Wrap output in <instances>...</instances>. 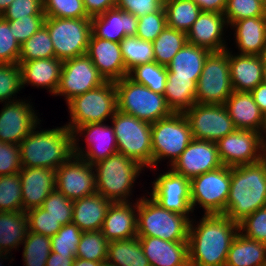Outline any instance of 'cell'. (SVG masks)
Segmentation results:
<instances>
[{"instance_id": "obj_1", "label": "cell", "mask_w": 266, "mask_h": 266, "mask_svg": "<svg viewBox=\"0 0 266 266\" xmlns=\"http://www.w3.org/2000/svg\"><path fill=\"white\" fill-rule=\"evenodd\" d=\"M191 219L188 235L190 266H225L239 224L224 214H203ZM195 219V220H194Z\"/></svg>"}, {"instance_id": "obj_2", "label": "cell", "mask_w": 266, "mask_h": 266, "mask_svg": "<svg viewBox=\"0 0 266 266\" xmlns=\"http://www.w3.org/2000/svg\"><path fill=\"white\" fill-rule=\"evenodd\" d=\"M265 206L266 156L252 164L231 167L230 191L224 215L239 224Z\"/></svg>"}, {"instance_id": "obj_3", "label": "cell", "mask_w": 266, "mask_h": 266, "mask_svg": "<svg viewBox=\"0 0 266 266\" xmlns=\"http://www.w3.org/2000/svg\"><path fill=\"white\" fill-rule=\"evenodd\" d=\"M40 124L19 144L21 165L57 170L73 155V132L65 124L45 130Z\"/></svg>"}, {"instance_id": "obj_4", "label": "cell", "mask_w": 266, "mask_h": 266, "mask_svg": "<svg viewBox=\"0 0 266 266\" xmlns=\"http://www.w3.org/2000/svg\"><path fill=\"white\" fill-rule=\"evenodd\" d=\"M97 193L112 202H130L144 167L120 152L93 165Z\"/></svg>"}, {"instance_id": "obj_5", "label": "cell", "mask_w": 266, "mask_h": 266, "mask_svg": "<svg viewBox=\"0 0 266 266\" xmlns=\"http://www.w3.org/2000/svg\"><path fill=\"white\" fill-rule=\"evenodd\" d=\"M191 219L192 216L162 208L145 194L137 200V236L188 241Z\"/></svg>"}, {"instance_id": "obj_6", "label": "cell", "mask_w": 266, "mask_h": 266, "mask_svg": "<svg viewBox=\"0 0 266 266\" xmlns=\"http://www.w3.org/2000/svg\"><path fill=\"white\" fill-rule=\"evenodd\" d=\"M117 109L139 120L155 123L173 114L163 94L134 82L128 76L115 81Z\"/></svg>"}, {"instance_id": "obj_7", "label": "cell", "mask_w": 266, "mask_h": 266, "mask_svg": "<svg viewBox=\"0 0 266 266\" xmlns=\"http://www.w3.org/2000/svg\"><path fill=\"white\" fill-rule=\"evenodd\" d=\"M66 104L70 119L65 125L72 132L81 125L106 123L111 120L117 110L115 82L106 81L99 87L73 97Z\"/></svg>"}, {"instance_id": "obj_8", "label": "cell", "mask_w": 266, "mask_h": 266, "mask_svg": "<svg viewBox=\"0 0 266 266\" xmlns=\"http://www.w3.org/2000/svg\"><path fill=\"white\" fill-rule=\"evenodd\" d=\"M151 134L153 168L150 171H155L165 159L169 160L167 167H171L193 140L191 127L184 113H173L152 123Z\"/></svg>"}, {"instance_id": "obj_9", "label": "cell", "mask_w": 266, "mask_h": 266, "mask_svg": "<svg viewBox=\"0 0 266 266\" xmlns=\"http://www.w3.org/2000/svg\"><path fill=\"white\" fill-rule=\"evenodd\" d=\"M117 150L142 167L153 168L151 124L118 109L110 120Z\"/></svg>"}, {"instance_id": "obj_10", "label": "cell", "mask_w": 266, "mask_h": 266, "mask_svg": "<svg viewBox=\"0 0 266 266\" xmlns=\"http://www.w3.org/2000/svg\"><path fill=\"white\" fill-rule=\"evenodd\" d=\"M47 27L55 58L66 61L86 54L91 35V18H54L46 17Z\"/></svg>"}, {"instance_id": "obj_11", "label": "cell", "mask_w": 266, "mask_h": 266, "mask_svg": "<svg viewBox=\"0 0 266 266\" xmlns=\"http://www.w3.org/2000/svg\"><path fill=\"white\" fill-rule=\"evenodd\" d=\"M231 184V167L203 173L190 180L191 207L199 205L203 214H224Z\"/></svg>"}, {"instance_id": "obj_12", "label": "cell", "mask_w": 266, "mask_h": 266, "mask_svg": "<svg viewBox=\"0 0 266 266\" xmlns=\"http://www.w3.org/2000/svg\"><path fill=\"white\" fill-rule=\"evenodd\" d=\"M232 92L228 48L210 52L197 82L196 103L224 104Z\"/></svg>"}, {"instance_id": "obj_13", "label": "cell", "mask_w": 266, "mask_h": 266, "mask_svg": "<svg viewBox=\"0 0 266 266\" xmlns=\"http://www.w3.org/2000/svg\"><path fill=\"white\" fill-rule=\"evenodd\" d=\"M79 137H85L86 146H81L79 141L82 139ZM116 152H118L117 139L112 125L110 126L108 123H89L81 125L73 131V155L84 159L91 165Z\"/></svg>"}, {"instance_id": "obj_14", "label": "cell", "mask_w": 266, "mask_h": 266, "mask_svg": "<svg viewBox=\"0 0 266 266\" xmlns=\"http://www.w3.org/2000/svg\"><path fill=\"white\" fill-rule=\"evenodd\" d=\"M184 114L189 121L193 139L217 143L236 129L223 104L195 103Z\"/></svg>"}, {"instance_id": "obj_15", "label": "cell", "mask_w": 266, "mask_h": 266, "mask_svg": "<svg viewBox=\"0 0 266 266\" xmlns=\"http://www.w3.org/2000/svg\"><path fill=\"white\" fill-rule=\"evenodd\" d=\"M106 80L87 54L63 61L60 84L55 96H64L66 103L73 97L88 92Z\"/></svg>"}, {"instance_id": "obj_16", "label": "cell", "mask_w": 266, "mask_h": 266, "mask_svg": "<svg viewBox=\"0 0 266 266\" xmlns=\"http://www.w3.org/2000/svg\"><path fill=\"white\" fill-rule=\"evenodd\" d=\"M216 144L221 163L227 167L252 164L266 156L259 133L251 130L235 129Z\"/></svg>"}, {"instance_id": "obj_17", "label": "cell", "mask_w": 266, "mask_h": 266, "mask_svg": "<svg viewBox=\"0 0 266 266\" xmlns=\"http://www.w3.org/2000/svg\"><path fill=\"white\" fill-rule=\"evenodd\" d=\"M168 169L151 182L153 184L151 193L147 191V195L168 211L194 216L191 207L190 180L175 173L171 168Z\"/></svg>"}, {"instance_id": "obj_18", "label": "cell", "mask_w": 266, "mask_h": 266, "mask_svg": "<svg viewBox=\"0 0 266 266\" xmlns=\"http://www.w3.org/2000/svg\"><path fill=\"white\" fill-rule=\"evenodd\" d=\"M55 189L72 201L96 194L93 165L72 155L56 170Z\"/></svg>"}, {"instance_id": "obj_19", "label": "cell", "mask_w": 266, "mask_h": 266, "mask_svg": "<svg viewBox=\"0 0 266 266\" xmlns=\"http://www.w3.org/2000/svg\"><path fill=\"white\" fill-rule=\"evenodd\" d=\"M0 110V141L19 145L20 142L41 122L29 99L2 104ZM36 111V112H35ZM39 116V117H38Z\"/></svg>"}, {"instance_id": "obj_20", "label": "cell", "mask_w": 266, "mask_h": 266, "mask_svg": "<svg viewBox=\"0 0 266 266\" xmlns=\"http://www.w3.org/2000/svg\"><path fill=\"white\" fill-rule=\"evenodd\" d=\"M221 166L223 164L215 142L193 139L170 168L191 180Z\"/></svg>"}, {"instance_id": "obj_21", "label": "cell", "mask_w": 266, "mask_h": 266, "mask_svg": "<svg viewBox=\"0 0 266 266\" xmlns=\"http://www.w3.org/2000/svg\"><path fill=\"white\" fill-rule=\"evenodd\" d=\"M228 27L223 13L201 11L186 34L187 42L206 48L210 52L226 50L229 46L224 36Z\"/></svg>"}, {"instance_id": "obj_22", "label": "cell", "mask_w": 266, "mask_h": 266, "mask_svg": "<svg viewBox=\"0 0 266 266\" xmlns=\"http://www.w3.org/2000/svg\"><path fill=\"white\" fill-rule=\"evenodd\" d=\"M86 54L106 81L115 82L128 76L118 42L96 38L91 33Z\"/></svg>"}, {"instance_id": "obj_23", "label": "cell", "mask_w": 266, "mask_h": 266, "mask_svg": "<svg viewBox=\"0 0 266 266\" xmlns=\"http://www.w3.org/2000/svg\"><path fill=\"white\" fill-rule=\"evenodd\" d=\"M19 178L24 212L41 207L43 201L55 190V169L22 167Z\"/></svg>"}, {"instance_id": "obj_24", "label": "cell", "mask_w": 266, "mask_h": 266, "mask_svg": "<svg viewBox=\"0 0 266 266\" xmlns=\"http://www.w3.org/2000/svg\"><path fill=\"white\" fill-rule=\"evenodd\" d=\"M138 18L114 7L91 18V33L96 38L120 42L125 36H136Z\"/></svg>"}, {"instance_id": "obj_25", "label": "cell", "mask_w": 266, "mask_h": 266, "mask_svg": "<svg viewBox=\"0 0 266 266\" xmlns=\"http://www.w3.org/2000/svg\"><path fill=\"white\" fill-rule=\"evenodd\" d=\"M138 199L131 200L132 202L111 203L101 228V232L108 242L137 237Z\"/></svg>"}, {"instance_id": "obj_26", "label": "cell", "mask_w": 266, "mask_h": 266, "mask_svg": "<svg viewBox=\"0 0 266 266\" xmlns=\"http://www.w3.org/2000/svg\"><path fill=\"white\" fill-rule=\"evenodd\" d=\"M151 266H190L188 241H166L137 236Z\"/></svg>"}, {"instance_id": "obj_27", "label": "cell", "mask_w": 266, "mask_h": 266, "mask_svg": "<svg viewBox=\"0 0 266 266\" xmlns=\"http://www.w3.org/2000/svg\"><path fill=\"white\" fill-rule=\"evenodd\" d=\"M21 69L22 88L30 85L45 88L55 96L60 84L63 61L57 58H44L26 62H18Z\"/></svg>"}, {"instance_id": "obj_28", "label": "cell", "mask_w": 266, "mask_h": 266, "mask_svg": "<svg viewBox=\"0 0 266 266\" xmlns=\"http://www.w3.org/2000/svg\"><path fill=\"white\" fill-rule=\"evenodd\" d=\"M238 54L263 56L266 53L265 16L245 18L229 25Z\"/></svg>"}, {"instance_id": "obj_29", "label": "cell", "mask_w": 266, "mask_h": 266, "mask_svg": "<svg viewBox=\"0 0 266 266\" xmlns=\"http://www.w3.org/2000/svg\"><path fill=\"white\" fill-rule=\"evenodd\" d=\"M230 49L228 56L233 91L251 92L262 83L263 56L238 54Z\"/></svg>"}, {"instance_id": "obj_30", "label": "cell", "mask_w": 266, "mask_h": 266, "mask_svg": "<svg viewBox=\"0 0 266 266\" xmlns=\"http://www.w3.org/2000/svg\"><path fill=\"white\" fill-rule=\"evenodd\" d=\"M223 105L236 129L259 133L263 122V113L250 92L233 91Z\"/></svg>"}, {"instance_id": "obj_31", "label": "cell", "mask_w": 266, "mask_h": 266, "mask_svg": "<svg viewBox=\"0 0 266 266\" xmlns=\"http://www.w3.org/2000/svg\"><path fill=\"white\" fill-rule=\"evenodd\" d=\"M111 203V200L98 193L74 200L72 222L82 232L101 231L106 212Z\"/></svg>"}, {"instance_id": "obj_32", "label": "cell", "mask_w": 266, "mask_h": 266, "mask_svg": "<svg viewBox=\"0 0 266 266\" xmlns=\"http://www.w3.org/2000/svg\"><path fill=\"white\" fill-rule=\"evenodd\" d=\"M209 53L206 48L187 42L167 65V74L198 80Z\"/></svg>"}, {"instance_id": "obj_33", "label": "cell", "mask_w": 266, "mask_h": 266, "mask_svg": "<svg viewBox=\"0 0 266 266\" xmlns=\"http://www.w3.org/2000/svg\"><path fill=\"white\" fill-rule=\"evenodd\" d=\"M225 266H266V244L238 232L230 245Z\"/></svg>"}, {"instance_id": "obj_34", "label": "cell", "mask_w": 266, "mask_h": 266, "mask_svg": "<svg viewBox=\"0 0 266 266\" xmlns=\"http://www.w3.org/2000/svg\"><path fill=\"white\" fill-rule=\"evenodd\" d=\"M198 80L167 74L164 97L173 113H185L196 103Z\"/></svg>"}, {"instance_id": "obj_35", "label": "cell", "mask_w": 266, "mask_h": 266, "mask_svg": "<svg viewBox=\"0 0 266 266\" xmlns=\"http://www.w3.org/2000/svg\"><path fill=\"white\" fill-rule=\"evenodd\" d=\"M28 232L27 216L24 211L0 212L1 251L11 254L19 250Z\"/></svg>"}, {"instance_id": "obj_36", "label": "cell", "mask_w": 266, "mask_h": 266, "mask_svg": "<svg viewBox=\"0 0 266 266\" xmlns=\"http://www.w3.org/2000/svg\"><path fill=\"white\" fill-rule=\"evenodd\" d=\"M106 264L111 266H151L138 237L108 243Z\"/></svg>"}, {"instance_id": "obj_37", "label": "cell", "mask_w": 266, "mask_h": 266, "mask_svg": "<svg viewBox=\"0 0 266 266\" xmlns=\"http://www.w3.org/2000/svg\"><path fill=\"white\" fill-rule=\"evenodd\" d=\"M167 26L187 34L201 13L193 0H164Z\"/></svg>"}, {"instance_id": "obj_38", "label": "cell", "mask_w": 266, "mask_h": 266, "mask_svg": "<svg viewBox=\"0 0 266 266\" xmlns=\"http://www.w3.org/2000/svg\"><path fill=\"white\" fill-rule=\"evenodd\" d=\"M152 43L155 62L167 67L174 55L187 43V35L166 26Z\"/></svg>"}, {"instance_id": "obj_39", "label": "cell", "mask_w": 266, "mask_h": 266, "mask_svg": "<svg viewBox=\"0 0 266 266\" xmlns=\"http://www.w3.org/2000/svg\"><path fill=\"white\" fill-rule=\"evenodd\" d=\"M119 44L127 72L137 65L155 61L151 41L142 40L137 36H125Z\"/></svg>"}, {"instance_id": "obj_40", "label": "cell", "mask_w": 266, "mask_h": 266, "mask_svg": "<svg viewBox=\"0 0 266 266\" xmlns=\"http://www.w3.org/2000/svg\"><path fill=\"white\" fill-rule=\"evenodd\" d=\"M55 50L47 27L42 26L28 40L20 45L18 62L54 58Z\"/></svg>"}, {"instance_id": "obj_41", "label": "cell", "mask_w": 266, "mask_h": 266, "mask_svg": "<svg viewBox=\"0 0 266 266\" xmlns=\"http://www.w3.org/2000/svg\"><path fill=\"white\" fill-rule=\"evenodd\" d=\"M25 266H46L51 253V237L28 231L22 242Z\"/></svg>"}, {"instance_id": "obj_42", "label": "cell", "mask_w": 266, "mask_h": 266, "mask_svg": "<svg viewBox=\"0 0 266 266\" xmlns=\"http://www.w3.org/2000/svg\"><path fill=\"white\" fill-rule=\"evenodd\" d=\"M134 82L147 86L154 92L164 94L167 82V68L153 61L135 66L128 72Z\"/></svg>"}, {"instance_id": "obj_43", "label": "cell", "mask_w": 266, "mask_h": 266, "mask_svg": "<svg viewBox=\"0 0 266 266\" xmlns=\"http://www.w3.org/2000/svg\"><path fill=\"white\" fill-rule=\"evenodd\" d=\"M108 243L101 231L82 232L75 257L89 261L106 262Z\"/></svg>"}, {"instance_id": "obj_44", "label": "cell", "mask_w": 266, "mask_h": 266, "mask_svg": "<svg viewBox=\"0 0 266 266\" xmlns=\"http://www.w3.org/2000/svg\"><path fill=\"white\" fill-rule=\"evenodd\" d=\"M23 211L19 173L0 176V212Z\"/></svg>"}, {"instance_id": "obj_45", "label": "cell", "mask_w": 266, "mask_h": 266, "mask_svg": "<svg viewBox=\"0 0 266 266\" xmlns=\"http://www.w3.org/2000/svg\"><path fill=\"white\" fill-rule=\"evenodd\" d=\"M22 89L19 64L0 63V104L20 100L17 93Z\"/></svg>"}, {"instance_id": "obj_46", "label": "cell", "mask_w": 266, "mask_h": 266, "mask_svg": "<svg viewBox=\"0 0 266 266\" xmlns=\"http://www.w3.org/2000/svg\"><path fill=\"white\" fill-rule=\"evenodd\" d=\"M265 4L260 0H227L223 15L227 24L236 21L264 16Z\"/></svg>"}, {"instance_id": "obj_47", "label": "cell", "mask_w": 266, "mask_h": 266, "mask_svg": "<svg viewBox=\"0 0 266 266\" xmlns=\"http://www.w3.org/2000/svg\"><path fill=\"white\" fill-rule=\"evenodd\" d=\"M82 231L73 222L63 225L60 230L51 237L52 252L62 255H76Z\"/></svg>"}, {"instance_id": "obj_48", "label": "cell", "mask_w": 266, "mask_h": 266, "mask_svg": "<svg viewBox=\"0 0 266 266\" xmlns=\"http://www.w3.org/2000/svg\"><path fill=\"white\" fill-rule=\"evenodd\" d=\"M46 17L83 18L89 17L83 0H43Z\"/></svg>"}, {"instance_id": "obj_49", "label": "cell", "mask_w": 266, "mask_h": 266, "mask_svg": "<svg viewBox=\"0 0 266 266\" xmlns=\"http://www.w3.org/2000/svg\"><path fill=\"white\" fill-rule=\"evenodd\" d=\"M41 208L62 226L72 222L73 201L56 189L43 201Z\"/></svg>"}, {"instance_id": "obj_50", "label": "cell", "mask_w": 266, "mask_h": 266, "mask_svg": "<svg viewBox=\"0 0 266 266\" xmlns=\"http://www.w3.org/2000/svg\"><path fill=\"white\" fill-rule=\"evenodd\" d=\"M166 26V13L163 7L156 12L138 18L136 36L142 40L153 42Z\"/></svg>"}, {"instance_id": "obj_51", "label": "cell", "mask_w": 266, "mask_h": 266, "mask_svg": "<svg viewBox=\"0 0 266 266\" xmlns=\"http://www.w3.org/2000/svg\"><path fill=\"white\" fill-rule=\"evenodd\" d=\"M25 213L27 216L28 231L52 237L62 227L59 222L41 207L30 209Z\"/></svg>"}, {"instance_id": "obj_52", "label": "cell", "mask_w": 266, "mask_h": 266, "mask_svg": "<svg viewBox=\"0 0 266 266\" xmlns=\"http://www.w3.org/2000/svg\"><path fill=\"white\" fill-rule=\"evenodd\" d=\"M13 35L9 22L0 16V63L18 64L20 44Z\"/></svg>"}, {"instance_id": "obj_53", "label": "cell", "mask_w": 266, "mask_h": 266, "mask_svg": "<svg viewBox=\"0 0 266 266\" xmlns=\"http://www.w3.org/2000/svg\"><path fill=\"white\" fill-rule=\"evenodd\" d=\"M239 232L249 239L266 244V206L257 209L241 221Z\"/></svg>"}, {"instance_id": "obj_54", "label": "cell", "mask_w": 266, "mask_h": 266, "mask_svg": "<svg viewBox=\"0 0 266 266\" xmlns=\"http://www.w3.org/2000/svg\"><path fill=\"white\" fill-rule=\"evenodd\" d=\"M46 15H29L18 20H7L15 40L21 45L44 26Z\"/></svg>"}, {"instance_id": "obj_55", "label": "cell", "mask_w": 266, "mask_h": 266, "mask_svg": "<svg viewBox=\"0 0 266 266\" xmlns=\"http://www.w3.org/2000/svg\"><path fill=\"white\" fill-rule=\"evenodd\" d=\"M21 169L19 145L0 141V176L19 173Z\"/></svg>"}, {"instance_id": "obj_56", "label": "cell", "mask_w": 266, "mask_h": 266, "mask_svg": "<svg viewBox=\"0 0 266 266\" xmlns=\"http://www.w3.org/2000/svg\"><path fill=\"white\" fill-rule=\"evenodd\" d=\"M29 15H45L43 0H13L1 16L6 20H18Z\"/></svg>"}, {"instance_id": "obj_57", "label": "cell", "mask_w": 266, "mask_h": 266, "mask_svg": "<svg viewBox=\"0 0 266 266\" xmlns=\"http://www.w3.org/2000/svg\"><path fill=\"white\" fill-rule=\"evenodd\" d=\"M164 0H117L116 7L139 18L163 8Z\"/></svg>"}, {"instance_id": "obj_58", "label": "cell", "mask_w": 266, "mask_h": 266, "mask_svg": "<svg viewBox=\"0 0 266 266\" xmlns=\"http://www.w3.org/2000/svg\"><path fill=\"white\" fill-rule=\"evenodd\" d=\"M117 0H83L87 15L92 18L116 7Z\"/></svg>"}, {"instance_id": "obj_59", "label": "cell", "mask_w": 266, "mask_h": 266, "mask_svg": "<svg viewBox=\"0 0 266 266\" xmlns=\"http://www.w3.org/2000/svg\"><path fill=\"white\" fill-rule=\"evenodd\" d=\"M202 11L223 13L227 0H193Z\"/></svg>"}, {"instance_id": "obj_60", "label": "cell", "mask_w": 266, "mask_h": 266, "mask_svg": "<svg viewBox=\"0 0 266 266\" xmlns=\"http://www.w3.org/2000/svg\"><path fill=\"white\" fill-rule=\"evenodd\" d=\"M75 255H62L59 253H50L46 266H73Z\"/></svg>"}, {"instance_id": "obj_61", "label": "cell", "mask_w": 266, "mask_h": 266, "mask_svg": "<svg viewBox=\"0 0 266 266\" xmlns=\"http://www.w3.org/2000/svg\"><path fill=\"white\" fill-rule=\"evenodd\" d=\"M255 103L258 105L260 111L266 113V84L260 83L251 92Z\"/></svg>"}, {"instance_id": "obj_62", "label": "cell", "mask_w": 266, "mask_h": 266, "mask_svg": "<svg viewBox=\"0 0 266 266\" xmlns=\"http://www.w3.org/2000/svg\"><path fill=\"white\" fill-rule=\"evenodd\" d=\"M106 262L89 261L82 258L75 257L73 266H104Z\"/></svg>"}, {"instance_id": "obj_63", "label": "cell", "mask_w": 266, "mask_h": 266, "mask_svg": "<svg viewBox=\"0 0 266 266\" xmlns=\"http://www.w3.org/2000/svg\"><path fill=\"white\" fill-rule=\"evenodd\" d=\"M260 139L264 149L266 150V113L263 114V122L259 131Z\"/></svg>"}, {"instance_id": "obj_64", "label": "cell", "mask_w": 266, "mask_h": 266, "mask_svg": "<svg viewBox=\"0 0 266 266\" xmlns=\"http://www.w3.org/2000/svg\"><path fill=\"white\" fill-rule=\"evenodd\" d=\"M13 0H0V16L7 9V7L12 3Z\"/></svg>"}, {"instance_id": "obj_65", "label": "cell", "mask_w": 266, "mask_h": 266, "mask_svg": "<svg viewBox=\"0 0 266 266\" xmlns=\"http://www.w3.org/2000/svg\"><path fill=\"white\" fill-rule=\"evenodd\" d=\"M13 253L12 254H9V253H5V252H2L0 253V266H3L2 263H3V260H6L8 259L7 261H10L12 263V261H14V258L12 257ZM12 258H11V257ZM10 257V258H9ZM10 259V260H9ZM12 260V261H11ZM2 261V262H1Z\"/></svg>"}, {"instance_id": "obj_66", "label": "cell", "mask_w": 266, "mask_h": 266, "mask_svg": "<svg viewBox=\"0 0 266 266\" xmlns=\"http://www.w3.org/2000/svg\"><path fill=\"white\" fill-rule=\"evenodd\" d=\"M262 82L266 84V53L263 55Z\"/></svg>"}, {"instance_id": "obj_67", "label": "cell", "mask_w": 266, "mask_h": 266, "mask_svg": "<svg viewBox=\"0 0 266 266\" xmlns=\"http://www.w3.org/2000/svg\"><path fill=\"white\" fill-rule=\"evenodd\" d=\"M264 16H265V19H266V4H265Z\"/></svg>"}]
</instances>
